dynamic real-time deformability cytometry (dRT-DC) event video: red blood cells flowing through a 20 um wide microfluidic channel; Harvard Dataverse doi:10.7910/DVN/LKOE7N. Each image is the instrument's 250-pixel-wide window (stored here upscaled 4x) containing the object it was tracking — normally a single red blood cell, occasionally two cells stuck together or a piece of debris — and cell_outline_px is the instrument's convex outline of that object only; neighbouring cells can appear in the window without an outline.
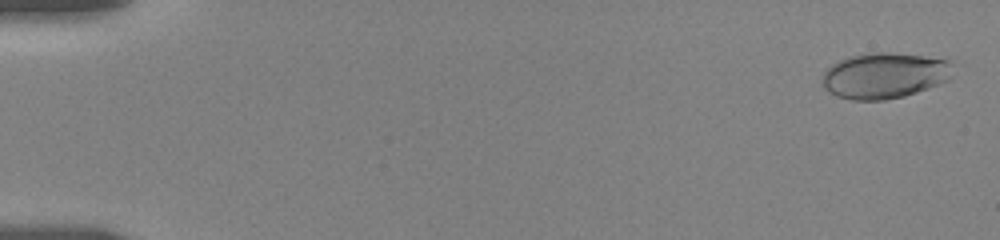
{"species": "human", "species_latin": "Homo sapiens", "temperature_condition": "room temperature", "stored_images_in_passage": 64, "camera_frame_rate_fps": 3000, "um_per_image_px": 0.085, "donor": {"sex": "female"}, "frame": {"image": 1, "passage_image": 1, "time_ms": 0.0, "image_size_px": [1000, 240], "cell_outline_px": [[952, 64], [948, 80], [928, 88], [904, 96], [884, 100], [852, 100], [836, 96], [828, 92], [824, 88], [820, 80], [824, 72], [832, 64], [848, 56], [868, 52], [888, 52], [948, 56]], "centroid_in_image_um": [75.2, 6.38], "position_along_channel_um": 9.8, "area_um2": 35.72}}
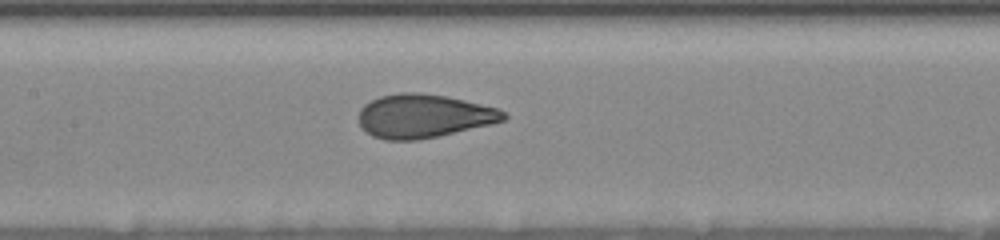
{"frame": {"image": 2, "passage_image": 33, "time_ms": 8.667, "image_size_px": [1000, 240], "cell_outline_px": [[508, 116], [504, 120], [492, 124], [440, 136], [420, 140], [384, 140], [372, 136], [360, 128], [360, 108], [364, 104], [380, 96], [400, 92], [420, 92], [444, 96], [464, 100], [500, 108]], "centroid_in_image_um": [36.01, 9.87], "position_along_channel_um": 171.4, "area_um2": 37.11}}
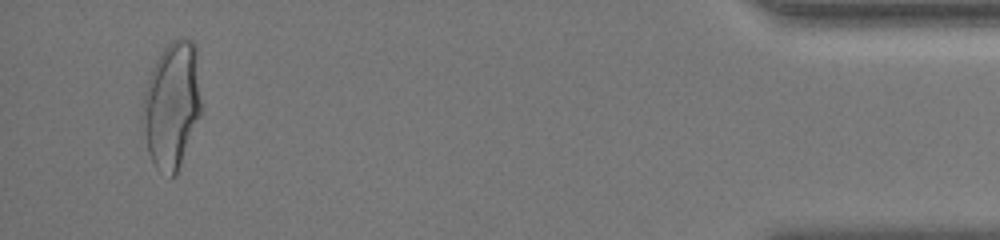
{"frame": {"image": 3, "passage_image": 61, "time_ms": 17.333, "image_size_px": [1000, 240], "cell_outline_px": [[200, 112], [176, 176], [172, 176], [156, 168], [152, 164], [148, 152], [140, 120], [140, 116], [144, 92], [152, 68], [156, 60], [164, 48], [172, 40], [180, 36], [192, 40], [196, 44], [200, 100]], "centroid_in_image_um": [14.56, 8.9], "position_along_channel_um": 420.6, "area_um2": 43.23}, "authors_computed_cell_mechanics": {"area_um2": 36.7319, "velocity_mm_per_s": 3.6513, "shape_relaxation_time_tau1_ms": 4.9323, "shape_relaxation_time_tau2_ms": null, "deformation_change_tau1": 0.186, "deformation_change_tau2": null}}